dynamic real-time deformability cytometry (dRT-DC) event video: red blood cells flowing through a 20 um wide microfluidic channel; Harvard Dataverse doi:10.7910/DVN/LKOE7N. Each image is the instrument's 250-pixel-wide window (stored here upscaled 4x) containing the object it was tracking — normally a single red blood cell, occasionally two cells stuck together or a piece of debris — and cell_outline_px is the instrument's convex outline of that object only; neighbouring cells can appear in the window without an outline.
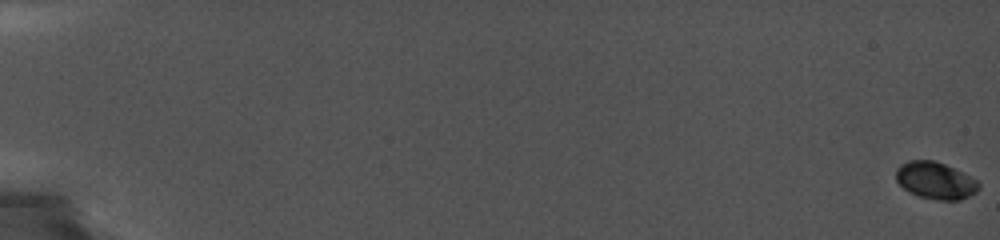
{"species": "common noctule bat (a hibernating species)", "species_latin": "Nyctalus noctula", "temperature_condition": "cold", "stored_images_in_passage": 131, "camera_frame_rate_fps": 5000, "um_per_image_px": 0.085, "animal": {"sex": "female", "body_mass_g": 19.0, "forearm_length_mm": 56.7}, "frame": {"image": 1, "passage_image": 1, "time_ms": 0.0, "image_size_px": [1000, 240], "cell_outline_px": [[980, 188], [976, 192], [960, 200], [936, 200], [920, 196], [908, 192], [896, 180], [896, 168], [900, 164], [908, 160], [932, 160], [944, 164], [976, 180], [980, 184]], "centroid_in_image_um": [79.48, 15.35], "position_along_channel_um": 5.5, "area_um2": 17.69}}
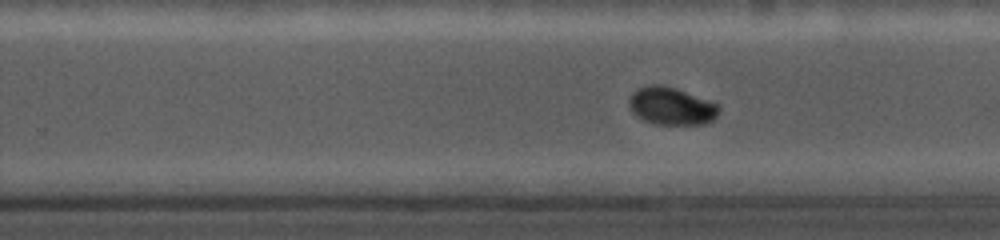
{"frame": {"image": 2, "passage_image": 87, "time_ms": 13.0, "image_size_px": [1000, 240], "cell_outline_px": [[720, 108], [716, 116], [712, 120], [704, 124], [652, 124], [636, 116], [632, 112], [628, 104], [628, 100], [632, 92], [640, 88], [652, 84], [660, 84], [676, 88], [720, 104]], "centroid_in_image_um": [57.05, 9.01], "position_along_channel_um": 272.7, "area_um2": 19.83}}
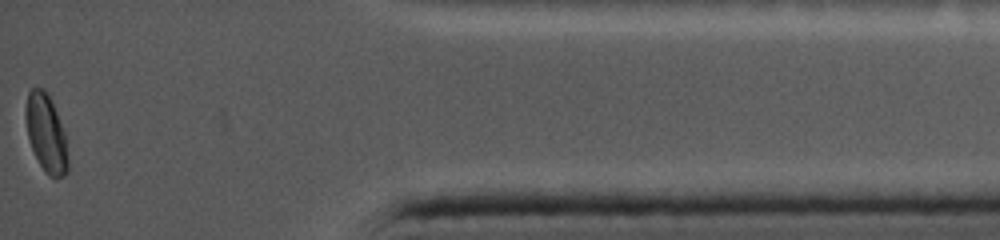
{"frame": {"image": 3, "passage_image": 130, "time_ms": 18.0, "image_size_px": [1000, 240], "cell_outline_px": [[68, 172], [64, 176], [56, 180], [48, 176], [44, 172], [32, 148], [28, 136], [24, 112], [28, 92], [32, 88], [44, 88], [52, 100], [64, 132], [68, 160]], "centroid_in_image_um": [3.92, 11.35], "position_along_channel_um": 431.3, "area_um2": 19.31}}